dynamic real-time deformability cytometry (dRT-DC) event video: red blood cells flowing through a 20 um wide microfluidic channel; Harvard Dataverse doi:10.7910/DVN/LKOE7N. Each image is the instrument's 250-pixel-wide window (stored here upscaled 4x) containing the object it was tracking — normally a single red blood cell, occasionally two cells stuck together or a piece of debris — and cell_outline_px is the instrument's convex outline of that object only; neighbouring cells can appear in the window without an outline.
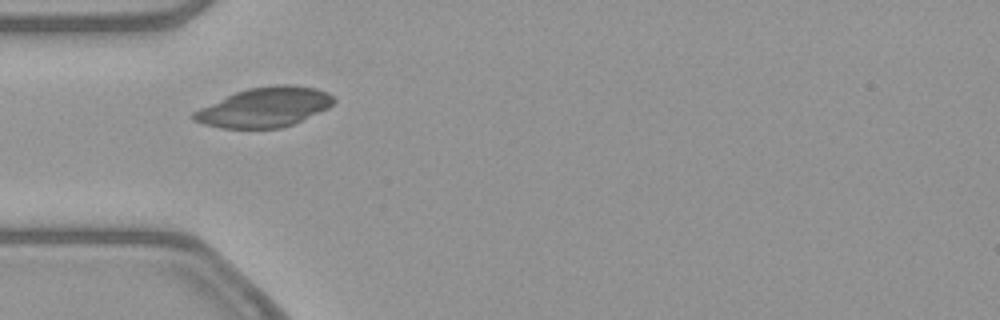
{"species": "common noctule bat (a hibernating species)", "species_latin": "Nyctalus noctula", "temperature_condition": "warm", "stored_images_in_passage": 13, "camera_frame_rate_fps": 3000, "um_per_image_px": 0.085, "animal": {"sex": "female", "body_mass_g": 21.9}, "frame": {"image": 1, "passage_image": 1, "time_ms": 0.0, "image_size_px": [1000, 320], "cell_outline_px": [[336, 100], [328, 108], [292, 124], [280, 128], [220, 128], [204, 124], [192, 120], [192, 112], [200, 108], [236, 92], [248, 88], [276, 84], [288, 84], [316, 88], [328, 92]], "centroid_in_image_um": [22.49, 9.11], "position_along_channel_um": 62.5, "area_um2": 32.14}}
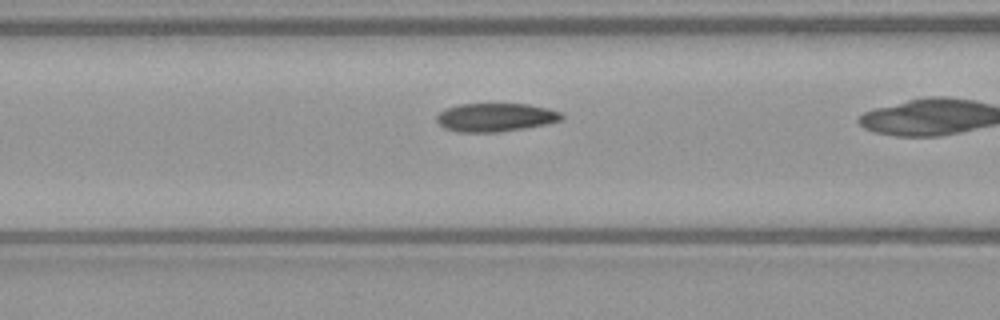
{"frame": {"image": 2, "passage_image": 3, "time_ms": 0.667, "image_size_px": [1000, 320], "cell_outline_px": [[564, 120], [548, 124], [500, 132], [456, 132], [444, 128], [436, 120], [436, 116], [440, 112], [448, 108], [460, 104], [528, 104], [548, 108], [560, 112], [564, 116]], "centroid_in_image_um": [42.15, 9.98], "position_along_channel_um": 124.4, "area_um2": 20.81}}
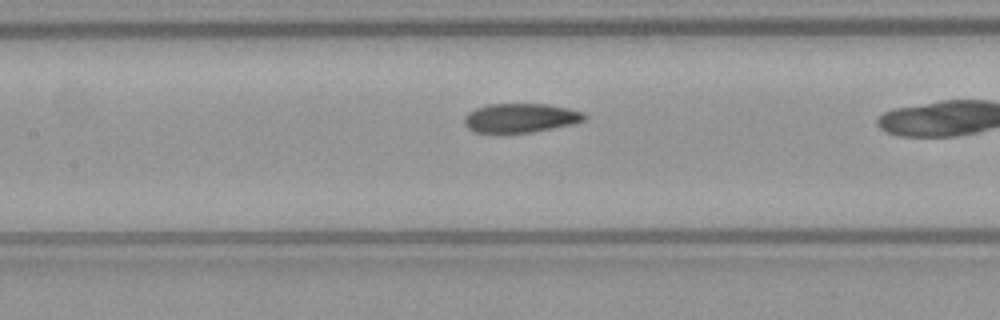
{"frame": {"image": 3, "passage_image": 6, "time_ms": 1.667, "image_size_px": [1000, 320], "cell_outline_px": [[584, 120], [572, 124], [532, 132], [476, 132], [468, 128], [464, 124], [464, 116], [468, 112], [476, 108], [488, 104], [548, 104], [568, 108], [584, 112]], "centroid_in_image_um": [44.22, 10.01], "position_along_channel_um": 163.2, "area_um2": 20.17}}